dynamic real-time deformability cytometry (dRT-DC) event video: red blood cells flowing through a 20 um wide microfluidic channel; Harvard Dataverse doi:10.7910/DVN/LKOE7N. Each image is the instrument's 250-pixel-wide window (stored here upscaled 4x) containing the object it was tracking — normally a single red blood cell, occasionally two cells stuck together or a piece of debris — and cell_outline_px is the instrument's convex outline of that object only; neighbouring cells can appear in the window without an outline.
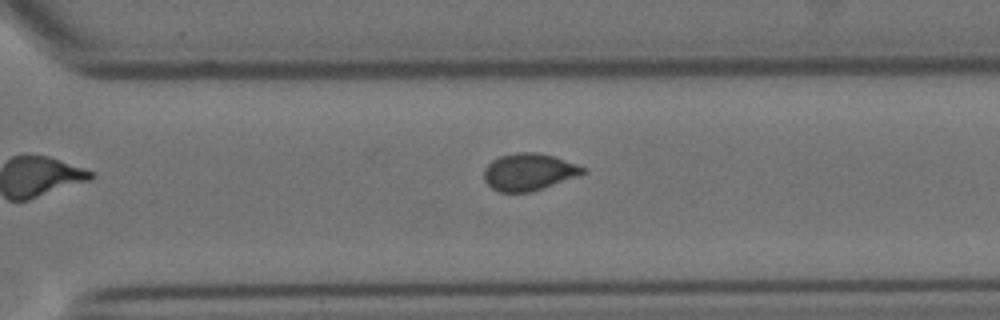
{"species": "Egyptian fruit bat (a non-hibernating species)", "species_latin": "Rousettus aegyptiacus", "temperature_condition": "cold", "stored_images_in_passage": 9, "camera_frame_rate_fps": 3000, "um_per_image_px": 0.085, "animal": {"sex": "female"}, "frame": {"image": 1, "passage_image": 9, "time_ms": 9.667, "image_size_px": [1000, 320], "cell_outline_px": [[588, 172], [528, 192], [500, 192], [492, 188], [484, 180], [484, 168], [492, 160], [500, 156], [516, 152], [536, 152], [552, 156], [588, 168]], "centroid_in_image_um": [44.93, 14.6], "position_along_channel_um": 325.7, "area_um2": 21.04}}